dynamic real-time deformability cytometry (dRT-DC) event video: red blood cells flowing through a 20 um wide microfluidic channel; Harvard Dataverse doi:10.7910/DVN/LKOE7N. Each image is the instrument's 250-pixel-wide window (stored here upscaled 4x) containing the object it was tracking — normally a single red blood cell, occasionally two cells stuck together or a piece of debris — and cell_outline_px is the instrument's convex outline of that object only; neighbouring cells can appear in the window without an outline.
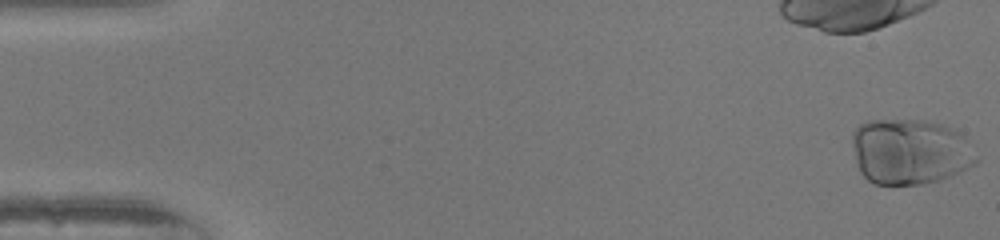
{"species": "human", "species_latin": "Homo sapiens", "temperature_condition": "warm", "stored_images_in_passage": 52, "camera_frame_rate_fps": 3000, "um_per_image_px": 0.085, "donor": {"sex": "female"}, "frame": {"image": 1, "passage_image": 1, "time_ms": 0.0, "image_size_px": [1000, 240], "cell_outline_px": [[976, 164], [952, 176], [940, 180], [924, 184], [876, 184], [868, 180], [860, 172], [856, 164], [852, 144], [852, 132], [860, 124], [868, 120], [924, 120], [956, 128], [964, 136], [976, 160]], "centroid_in_image_um": [77.32, 12.88], "position_along_channel_um": 7.7, "area_um2": 47.63}}
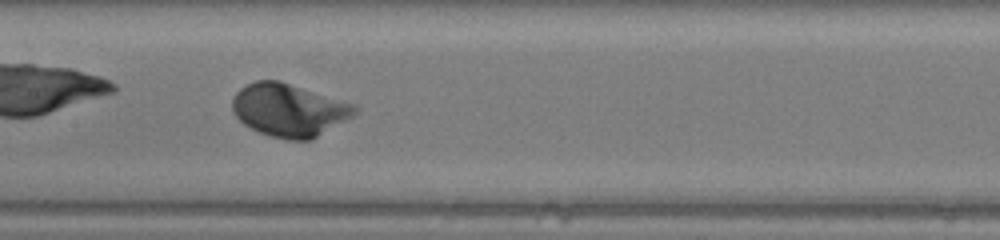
{"frame": {"image": 2, "passage_image": 26, "time_ms": 8.333, "image_size_px": [1000, 240], "cell_outline_px": [[360, 112], [316, 136], [308, 140], [288, 140], [272, 136], [260, 132], [244, 124], [232, 112], [232, 100], [236, 92], [240, 88], [256, 80], [280, 80], [356, 104], [360, 108]], "centroid_in_image_um": [24.58, 9.33], "position_along_channel_um": 182.8, "area_um2": 37.69}}
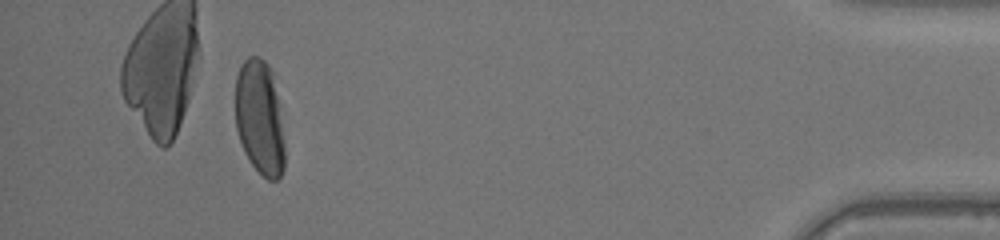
{"frame": {"image": 3, "passage_image": 48, "time_ms": 15.667, "image_size_px": [1000, 240], "cell_outline_px": [[284, 168], [280, 176], [276, 180], [268, 180], [248, 160], [244, 152], [236, 128], [236, 76], [244, 60], [248, 56], [256, 56], [264, 60], [268, 64], [272, 72], [284, 140]], "centroid_in_image_um": [22.06, 10.02], "position_along_channel_um": 413.1, "area_um2": 32.54}, "authors_computed_cell_mechanics": {"area_um2": 35.836, "velocity_mm_per_s": 4.0305, "shape_relaxation_time_tau1_ms": 2.2706, "shape_relaxation_time_tau2_ms": null, "deformation_change_tau1": 0.1498, "deformation_change_tau2": null}}